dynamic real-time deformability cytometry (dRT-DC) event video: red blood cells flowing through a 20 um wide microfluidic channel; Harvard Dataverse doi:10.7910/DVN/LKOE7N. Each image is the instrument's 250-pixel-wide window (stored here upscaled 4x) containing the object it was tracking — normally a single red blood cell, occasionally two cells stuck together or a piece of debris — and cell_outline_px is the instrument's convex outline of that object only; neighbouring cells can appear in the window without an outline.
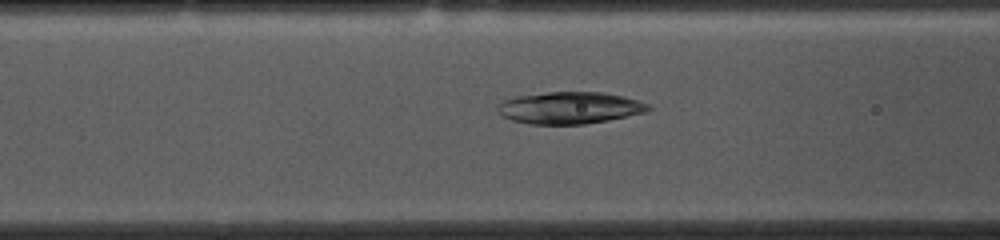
{"species": "common noctule bat (a hibernating species)", "species_latin": "Nyctalus noctula", "temperature_condition": "cold", "stored_images_in_passage": 52, "camera_frame_rate_fps": 3000, "um_per_image_px": 0.085, "animal": {"sex": "female", "body_mass_g": 10.0, "forearm_length_mm": 53.1}, "frame": {"image": 1, "passage_image": 19, "time_ms": 6.0, "image_size_px": [1000, 240], "cell_outline_px": [[652, 108], [644, 112], [608, 120], [584, 124], [532, 124], [512, 120], [504, 116], [496, 108], [496, 104], [504, 100], [516, 96], [548, 92], [604, 92], [624, 96], [648, 104]], "centroid_in_image_um": [48.4, 9.15], "position_along_channel_um": 118.2, "area_um2": 27.86}}
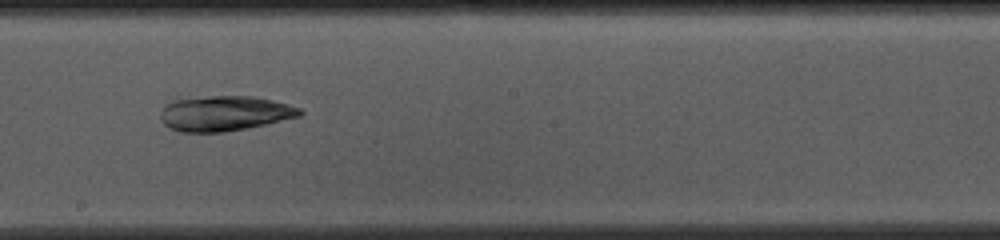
{"frame": {"image": 2, "passage_image": 28, "time_ms": 9.0, "image_size_px": [1000, 240], "cell_outline_px": [[304, 112], [300, 116], [264, 124], [224, 132], [180, 132], [164, 124], [160, 116], [160, 112], [168, 104], [176, 100], [208, 96], [252, 96], [272, 100], [288, 104], [300, 108]], "centroid_in_image_um": [19.1, 9.63], "position_along_channel_um": 229.1, "area_um2": 28.09}}
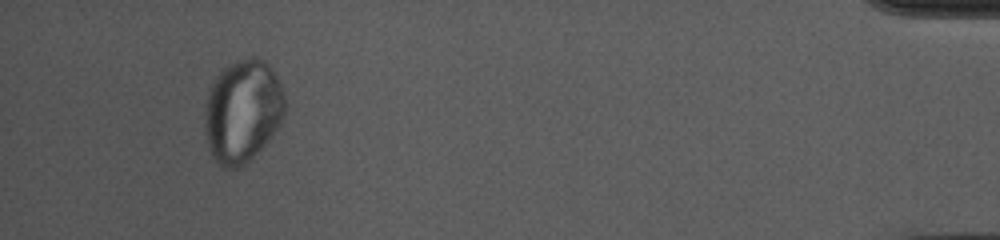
{"frame": {"image": 3, "passage_image": 49, "time_ms": 16.0, "image_size_px": [1000, 240], "cell_outline_px": [[284, 112], [280, 124], [272, 136], [240, 168], [224, 168], [212, 156], [208, 144], [204, 128], [204, 112], [208, 92], [216, 76], [228, 64], [252, 56], [256, 56], [264, 60], [272, 68], [284, 92]], "centroid_in_image_um": [20.61, 9.42], "position_along_channel_um": 414.6, "area_um2": 47.92}}